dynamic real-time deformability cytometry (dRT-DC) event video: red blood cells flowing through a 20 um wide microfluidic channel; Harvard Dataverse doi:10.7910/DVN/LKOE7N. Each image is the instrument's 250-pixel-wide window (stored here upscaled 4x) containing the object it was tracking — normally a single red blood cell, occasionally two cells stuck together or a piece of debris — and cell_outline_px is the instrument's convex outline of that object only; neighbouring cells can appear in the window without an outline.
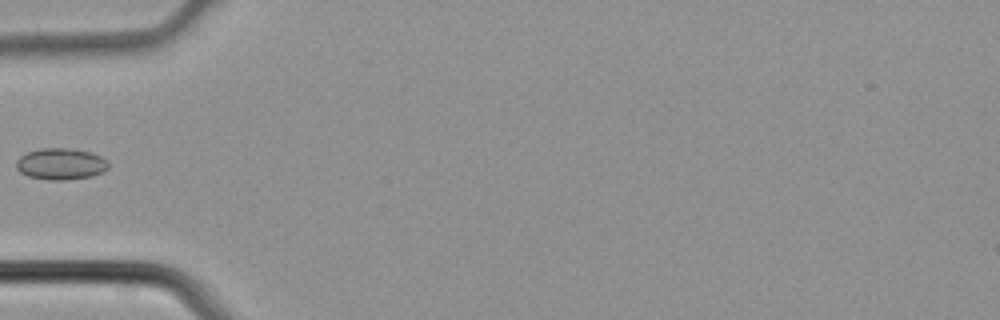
{"species": "common noctule bat (a hibernating species)", "species_latin": "Nyctalus noctula", "temperature_condition": "cold", "stored_images_in_passage": 3, "camera_frame_rate_fps": 3000, "um_per_image_px": 0.085, "animal": {"sex": "male", "body_mass_g": 21.5, "forearm_length_mm": 52.0}, "frame": {"image": 1, "passage_image": 3, "time_ms": 0.667, "image_size_px": [1000, 320], "cell_outline_px": [[108, 168], [104, 172], [92, 176], [64, 180], [48, 180], [28, 176], [20, 172], [16, 168], [16, 160], [20, 156], [28, 152], [44, 148], [68, 148], [92, 152], [108, 160]], "centroid_in_image_um": [5.18, 13.94], "position_along_channel_um": 79.8, "area_um2": 16.99}}